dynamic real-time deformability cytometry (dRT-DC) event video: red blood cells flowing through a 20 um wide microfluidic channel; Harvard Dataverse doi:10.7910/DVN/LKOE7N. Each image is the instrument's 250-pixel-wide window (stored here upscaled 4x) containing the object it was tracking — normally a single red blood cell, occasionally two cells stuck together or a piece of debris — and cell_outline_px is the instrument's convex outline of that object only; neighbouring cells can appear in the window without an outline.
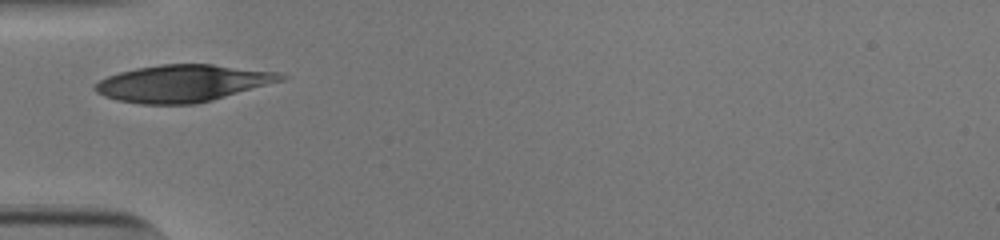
{"species": "human", "species_latin": "Homo sapiens", "temperature_condition": "cold", "stored_images_in_passage": 13, "camera_frame_rate_fps": 3000, "um_per_image_px": 0.085, "donor": {"sex": "male"}, "frame": {"image": 1, "passage_image": 1, "time_ms": 0.0, "image_size_px": [1000, 240], "cell_outline_px": [[288, 76], [284, 80], [212, 100], [196, 104], [140, 104], [116, 100], [104, 96], [96, 92], [92, 88], [100, 80], [108, 76], [120, 72], [136, 68], [160, 64], [212, 64], [280, 72]], "centroid_in_image_um": [15.54, 7.08], "position_along_channel_um": 69.5, "area_um2": 40.11}}
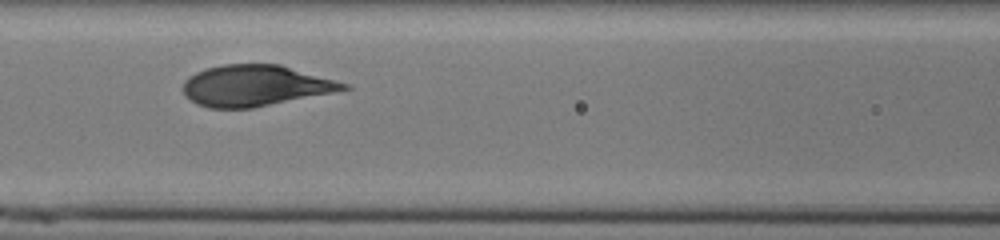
{"frame": {"image": 2, "passage_image": 7, "time_ms": 2.0, "image_size_px": [1000, 240], "cell_outline_px": [[352, 88], [252, 108], [208, 108], [196, 104], [184, 92], [184, 80], [188, 76], [196, 72], [208, 68], [224, 64], [280, 64], [348, 84]], "centroid_in_image_um": [21.67, 7.27], "position_along_channel_um": 144.9, "area_um2": 37.86}}
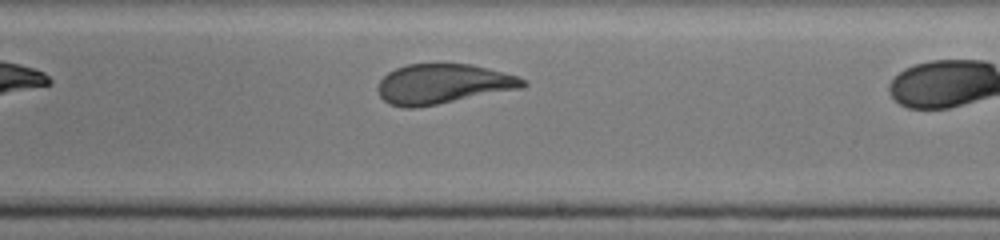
{"frame": {"image": 3, "passage_image": 12, "time_ms": 3.667, "image_size_px": [1000, 240], "cell_outline_px": [[528, 84], [524, 88], [416, 108], [404, 108], [388, 104], [380, 96], [376, 88], [380, 80], [388, 72], [396, 68], [408, 64], [472, 64], [488, 68], [516, 76], [528, 80]], "centroid_in_image_um": [37.65, 7.14], "position_along_channel_um": 251.3, "area_um2": 33.87}}